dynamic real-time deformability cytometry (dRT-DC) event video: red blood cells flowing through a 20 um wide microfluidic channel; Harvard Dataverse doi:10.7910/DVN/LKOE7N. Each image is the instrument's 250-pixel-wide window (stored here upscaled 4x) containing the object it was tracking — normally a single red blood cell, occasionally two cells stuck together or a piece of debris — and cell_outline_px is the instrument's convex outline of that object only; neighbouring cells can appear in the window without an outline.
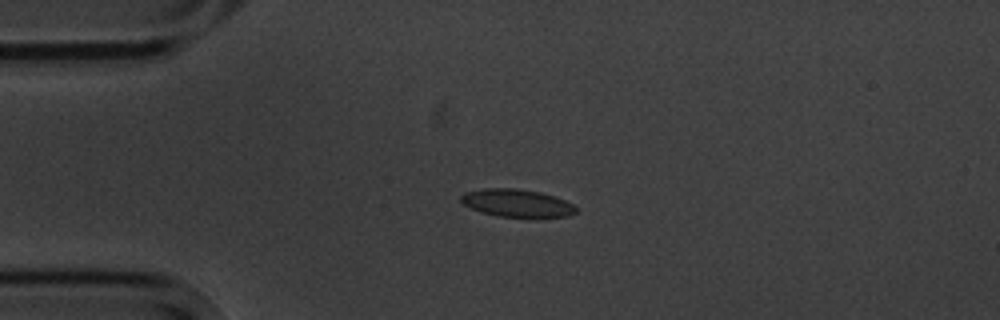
{"species": "common noctule bat (a hibernating species)", "species_latin": "Nyctalus noctula", "temperature_condition": "cold", "stored_images_in_passage": 4, "camera_frame_rate_fps": 3000, "um_per_image_px": 0.085, "animal": {"sex": "male", "body_mass_g": 20.1, "forearm_length_mm": 53.5}, "frame": {"image": 1, "passage_image": 3, "time_ms": 2.333, "image_size_px": [1000, 320], "cell_outline_px": [[576, 212], [568, 216], [536, 220], [496, 216], [472, 208], [464, 204], [460, 200], [460, 196], [464, 192], [484, 188], [516, 188], [540, 192], [564, 200], [572, 204], [576, 208]], "centroid_in_image_um": [43.97, 17.3], "position_along_channel_um": 41.0, "area_um2": 19.19}}